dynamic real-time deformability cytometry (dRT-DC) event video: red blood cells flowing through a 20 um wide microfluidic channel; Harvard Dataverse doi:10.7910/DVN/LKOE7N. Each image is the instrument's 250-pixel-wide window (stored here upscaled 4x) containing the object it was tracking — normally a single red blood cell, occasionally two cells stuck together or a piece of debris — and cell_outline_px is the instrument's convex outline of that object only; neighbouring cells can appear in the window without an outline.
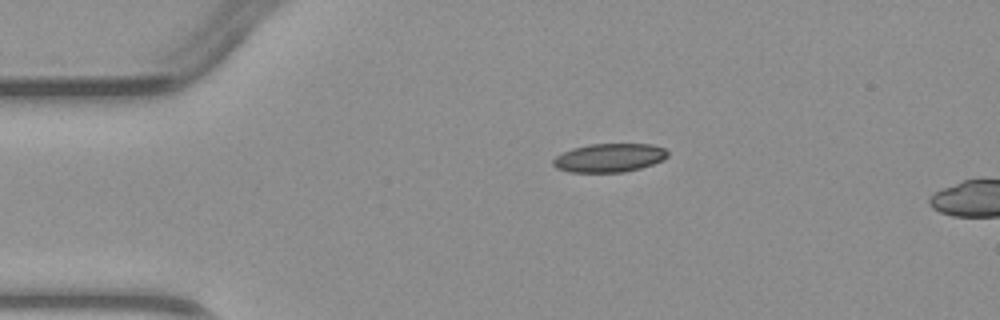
{"species": "common noctule bat (a hibernating species)", "species_latin": "Nyctalus noctula", "temperature_condition": "warm", "stored_images_in_passage": 3, "camera_frame_rate_fps": 3000, "um_per_image_px": 0.085, "animal": {"sex": "male", "body_mass_g": 23.1, "forearm_length_mm": 52.7}, "frame": {"image": 1, "passage_image": 1, "time_ms": 0.0, "image_size_px": [1000, 320], "cell_outline_px": [[668, 156], [664, 160], [640, 168], [624, 172], [568, 172], [556, 168], [552, 164], [552, 160], [556, 156], [572, 148], [588, 144], [652, 144], [664, 148], [668, 152]], "centroid_in_image_um": [51.78, 13.41], "position_along_channel_um": 33.2, "area_um2": 19.19}}